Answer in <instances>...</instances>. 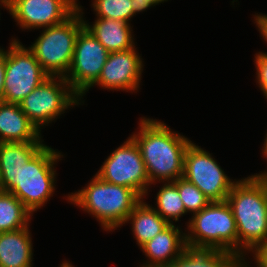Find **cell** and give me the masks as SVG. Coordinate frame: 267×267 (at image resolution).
Wrapping results in <instances>:
<instances>
[{"label":"cell","instance_id":"277c9868","mask_svg":"<svg viewBox=\"0 0 267 267\" xmlns=\"http://www.w3.org/2000/svg\"><path fill=\"white\" fill-rule=\"evenodd\" d=\"M66 200L95 217L104 231L121 228L142 198L131 188L103 181L94 175L85 187Z\"/></svg>","mask_w":267,"mask_h":267},{"label":"cell","instance_id":"1f68e13d","mask_svg":"<svg viewBox=\"0 0 267 267\" xmlns=\"http://www.w3.org/2000/svg\"><path fill=\"white\" fill-rule=\"evenodd\" d=\"M0 6H3V8L7 9V11L9 12V0H0Z\"/></svg>","mask_w":267,"mask_h":267},{"label":"cell","instance_id":"4dcf8cb0","mask_svg":"<svg viewBox=\"0 0 267 267\" xmlns=\"http://www.w3.org/2000/svg\"><path fill=\"white\" fill-rule=\"evenodd\" d=\"M262 155L264 156L263 158L267 159V132L263 142Z\"/></svg>","mask_w":267,"mask_h":267},{"label":"cell","instance_id":"44dd1931","mask_svg":"<svg viewBox=\"0 0 267 267\" xmlns=\"http://www.w3.org/2000/svg\"><path fill=\"white\" fill-rule=\"evenodd\" d=\"M44 145V142H0V171L19 170Z\"/></svg>","mask_w":267,"mask_h":267},{"label":"cell","instance_id":"d6a6232c","mask_svg":"<svg viewBox=\"0 0 267 267\" xmlns=\"http://www.w3.org/2000/svg\"><path fill=\"white\" fill-rule=\"evenodd\" d=\"M59 267H74L73 265H72V263L69 261H67V260H64L61 264H60V266Z\"/></svg>","mask_w":267,"mask_h":267},{"label":"cell","instance_id":"ba28073f","mask_svg":"<svg viewBox=\"0 0 267 267\" xmlns=\"http://www.w3.org/2000/svg\"><path fill=\"white\" fill-rule=\"evenodd\" d=\"M47 77L34 53L12 37L6 50L3 102L19 104Z\"/></svg>","mask_w":267,"mask_h":267},{"label":"cell","instance_id":"e0dca14e","mask_svg":"<svg viewBox=\"0 0 267 267\" xmlns=\"http://www.w3.org/2000/svg\"><path fill=\"white\" fill-rule=\"evenodd\" d=\"M27 227L0 232V267H33V243Z\"/></svg>","mask_w":267,"mask_h":267},{"label":"cell","instance_id":"83f0119b","mask_svg":"<svg viewBox=\"0 0 267 267\" xmlns=\"http://www.w3.org/2000/svg\"><path fill=\"white\" fill-rule=\"evenodd\" d=\"M253 21L256 24L260 36L267 43V14L255 13Z\"/></svg>","mask_w":267,"mask_h":267},{"label":"cell","instance_id":"f546056e","mask_svg":"<svg viewBox=\"0 0 267 267\" xmlns=\"http://www.w3.org/2000/svg\"><path fill=\"white\" fill-rule=\"evenodd\" d=\"M267 161V159H266ZM261 173L254 174L263 184L267 186V171L264 172L260 171Z\"/></svg>","mask_w":267,"mask_h":267},{"label":"cell","instance_id":"4fadbf2b","mask_svg":"<svg viewBox=\"0 0 267 267\" xmlns=\"http://www.w3.org/2000/svg\"><path fill=\"white\" fill-rule=\"evenodd\" d=\"M143 58L136 46L126 51L110 52L98 80L90 87L138 92L144 70Z\"/></svg>","mask_w":267,"mask_h":267},{"label":"cell","instance_id":"d6986e66","mask_svg":"<svg viewBox=\"0 0 267 267\" xmlns=\"http://www.w3.org/2000/svg\"><path fill=\"white\" fill-rule=\"evenodd\" d=\"M243 260L228 251L186 248L168 267H242Z\"/></svg>","mask_w":267,"mask_h":267},{"label":"cell","instance_id":"f1b7e54d","mask_svg":"<svg viewBox=\"0 0 267 267\" xmlns=\"http://www.w3.org/2000/svg\"><path fill=\"white\" fill-rule=\"evenodd\" d=\"M6 50L0 47V101H3Z\"/></svg>","mask_w":267,"mask_h":267},{"label":"cell","instance_id":"ffe728a7","mask_svg":"<svg viewBox=\"0 0 267 267\" xmlns=\"http://www.w3.org/2000/svg\"><path fill=\"white\" fill-rule=\"evenodd\" d=\"M33 214L10 192L0 191V232L27 227Z\"/></svg>","mask_w":267,"mask_h":267},{"label":"cell","instance_id":"cb8c5ba5","mask_svg":"<svg viewBox=\"0 0 267 267\" xmlns=\"http://www.w3.org/2000/svg\"><path fill=\"white\" fill-rule=\"evenodd\" d=\"M173 183L178 188L180 198L187 213H198L211 202L198 187L185 178L181 177Z\"/></svg>","mask_w":267,"mask_h":267},{"label":"cell","instance_id":"8992f818","mask_svg":"<svg viewBox=\"0 0 267 267\" xmlns=\"http://www.w3.org/2000/svg\"><path fill=\"white\" fill-rule=\"evenodd\" d=\"M83 28V17L76 10L63 23L42 28L40 36L28 47L48 76L66 77L73 61L77 36Z\"/></svg>","mask_w":267,"mask_h":267},{"label":"cell","instance_id":"603a6c76","mask_svg":"<svg viewBox=\"0 0 267 267\" xmlns=\"http://www.w3.org/2000/svg\"><path fill=\"white\" fill-rule=\"evenodd\" d=\"M91 7L100 18H108L130 23L134 15L132 0H92Z\"/></svg>","mask_w":267,"mask_h":267},{"label":"cell","instance_id":"3957f363","mask_svg":"<svg viewBox=\"0 0 267 267\" xmlns=\"http://www.w3.org/2000/svg\"><path fill=\"white\" fill-rule=\"evenodd\" d=\"M62 158L60 151L45 144L19 170L0 171V191L16 196L34 214L53 197L57 179L55 168Z\"/></svg>","mask_w":267,"mask_h":267},{"label":"cell","instance_id":"8fae6325","mask_svg":"<svg viewBox=\"0 0 267 267\" xmlns=\"http://www.w3.org/2000/svg\"><path fill=\"white\" fill-rule=\"evenodd\" d=\"M108 55L106 48L85 27L79 32L65 79L80 96L81 104L85 102L83 96L100 77Z\"/></svg>","mask_w":267,"mask_h":267},{"label":"cell","instance_id":"9a60e30c","mask_svg":"<svg viewBox=\"0 0 267 267\" xmlns=\"http://www.w3.org/2000/svg\"><path fill=\"white\" fill-rule=\"evenodd\" d=\"M77 10L83 17L84 27L110 52L126 51L135 47L131 23L124 21L96 17L90 24L86 21L80 2ZM90 24V25H89Z\"/></svg>","mask_w":267,"mask_h":267},{"label":"cell","instance_id":"30bf717a","mask_svg":"<svg viewBox=\"0 0 267 267\" xmlns=\"http://www.w3.org/2000/svg\"><path fill=\"white\" fill-rule=\"evenodd\" d=\"M183 178L211 201H225L236 179H230L207 150L192 142L184 153Z\"/></svg>","mask_w":267,"mask_h":267},{"label":"cell","instance_id":"5b68a950","mask_svg":"<svg viewBox=\"0 0 267 267\" xmlns=\"http://www.w3.org/2000/svg\"><path fill=\"white\" fill-rule=\"evenodd\" d=\"M185 224L188 248L223 250L238 256L237 226L226 200L210 202Z\"/></svg>","mask_w":267,"mask_h":267},{"label":"cell","instance_id":"52a82bcc","mask_svg":"<svg viewBox=\"0 0 267 267\" xmlns=\"http://www.w3.org/2000/svg\"><path fill=\"white\" fill-rule=\"evenodd\" d=\"M82 105L80 96L64 77H47L30 92L19 106L23 113L41 132V127L57 120L71 107Z\"/></svg>","mask_w":267,"mask_h":267},{"label":"cell","instance_id":"4316f807","mask_svg":"<svg viewBox=\"0 0 267 267\" xmlns=\"http://www.w3.org/2000/svg\"><path fill=\"white\" fill-rule=\"evenodd\" d=\"M167 2L168 0H132V8L134 11V15L136 13L144 12L146 9L150 7H154L160 3Z\"/></svg>","mask_w":267,"mask_h":267},{"label":"cell","instance_id":"484cf974","mask_svg":"<svg viewBox=\"0 0 267 267\" xmlns=\"http://www.w3.org/2000/svg\"><path fill=\"white\" fill-rule=\"evenodd\" d=\"M254 267H267V240L260 244L252 253Z\"/></svg>","mask_w":267,"mask_h":267},{"label":"cell","instance_id":"9c48e42d","mask_svg":"<svg viewBox=\"0 0 267 267\" xmlns=\"http://www.w3.org/2000/svg\"><path fill=\"white\" fill-rule=\"evenodd\" d=\"M95 175L105 182L133 189L142 199L149 195L151 184L145 163L131 136L110 153Z\"/></svg>","mask_w":267,"mask_h":267},{"label":"cell","instance_id":"7c38bea8","mask_svg":"<svg viewBox=\"0 0 267 267\" xmlns=\"http://www.w3.org/2000/svg\"><path fill=\"white\" fill-rule=\"evenodd\" d=\"M78 0H9V14L22 30L63 23L76 10Z\"/></svg>","mask_w":267,"mask_h":267},{"label":"cell","instance_id":"ac0fdd59","mask_svg":"<svg viewBox=\"0 0 267 267\" xmlns=\"http://www.w3.org/2000/svg\"><path fill=\"white\" fill-rule=\"evenodd\" d=\"M126 223L131 224L133 238L139 248L169 225L144 198L134 207Z\"/></svg>","mask_w":267,"mask_h":267},{"label":"cell","instance_id":"836d02e7","mask_svg":"<svg viewBox=\"0 0 267 267\" xmlns=\"http://www.w3.org/2000/svg\"><path fill=\"white\" fill-rule=\"evenodd\" d=\"M250 264H252V261L249 262L247 260H244L243 263H242V267H252Z\"/></svg>","mask_w":267,"mask_h":267},{"label":"cell","instance_id":"6da1fadb","mask_svg":"<svg viewBox=\"0 0 267 267\" xmlns=\"http://www.w3.org/2000/svg\"><path fill=\"white\" fill-rule=\"evenodd\" d=\"M131 137L140 148L150 184L174 182L183 177L184 153L191 140L172 131L164 121L139 118Z\"/></svg>","mask_w":267,"mask_h":267},{"label":"cell","instance_id":"2e32d148","mask_svg":"<svg viewBox=\"0 0 267 267\" xmlns=\"http://www.w3.org/2000/svg\"><path fill=\"white\" fill-rule=\"evenodd\" d=\"M0 142H44L19 104L0 101Z\"/></svg>","mask_w":267,"mask_h":267},{"label":"cell","instance_id":"7a4b0ae2","mask_svg":"<svg viewBox=\"0 0 267 267\" xmlns=\"http://www.w3.org/2000/svg\"><path fill=\"white\" fill-rule=\"evenodd\" d=\"M238 232V257L246 260L267 240V186L254 174L238 179L226 199Z\"/></svg>","mask_w":267,"mask_h":267},{"label":"cell","instance_id":"d4e9b609","mask_svg":"<svg viewBox=\"0 0 267 267\" xmlns=\"http://www.w3.org/2000/svg\"><path fill=\"white\" fill-rule=\"evenodd\" d=\"M256 55V56H255ZM254 55V65L256 69V82L258 87L263 93V96L267 97V52H258Z\"/></svg>","mask_w":267,"mask_h":267},{"label":"cell","instance_id":"7402d4cb","mask_svg":"<svg viewBox=\"0 0 267 267\" xmlns=\"http://www.w3.org/2000/svg\"><path fill=\"white\" fill-rule=\"evenodd\" d=\"M155 199L156 206L153 208L169 224H174L181 216L187 215L178 188L173 182H163Z\"/></svg>","mask_w":267,"mask_h":267},{"label":"cell","instance_id":"5bb4252c","mask_svg":"<svg viewBox=\"0 0 267 267\" xmlns=\"http://www.w3.org/2000/svg\"><path fill=\"white\" fill-rule=\"evenodd\" d=\"M186 248L185 232L180 226L169 224L140 247L147 260L139 267H168Z\"/></svg>","mask_w":267,"mask_h":267}]
</instances>
